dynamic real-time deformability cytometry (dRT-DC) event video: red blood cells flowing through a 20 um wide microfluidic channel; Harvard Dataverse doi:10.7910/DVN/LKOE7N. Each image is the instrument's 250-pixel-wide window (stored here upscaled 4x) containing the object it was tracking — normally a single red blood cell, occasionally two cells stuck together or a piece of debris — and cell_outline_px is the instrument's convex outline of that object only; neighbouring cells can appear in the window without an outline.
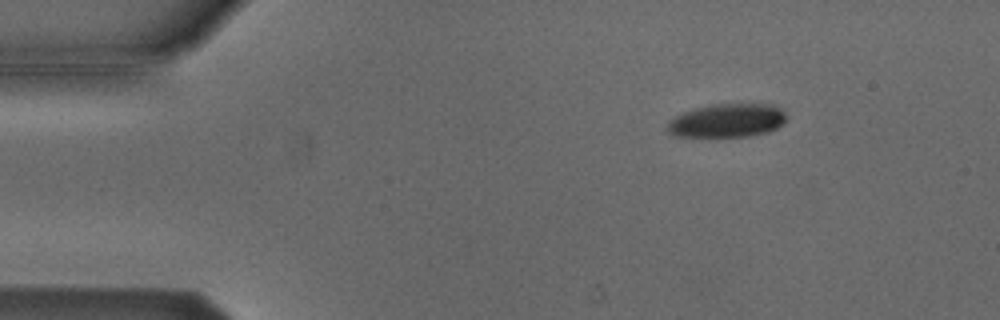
{"species": "Egyptian fruit bat (a non-hibernating species)", "species_latin": "Rousettus aegyptiacus", "temperature_condition": "cold", "stored_images_in_passage": 5, "camera_frame_rate_fps": 3000, "um_per_image_px": 0.085, "animal": {"sex": "male"}, "frame": {"image": 1, "passage_image": 3, "time_ms": 0.667, "image_size_px": [1000, 320], "cell_outline_px": [[788, 116], [784, 124], [768, 132], [748, 136], [672, 136], [664, 128], [676, 116], [684, 112], [696, 108], [712, 104], [772, 104], [780, 108]], "centroid_in_image_um": [61.84, 10.24], "position_along_channel_um": 23.2, "area_um2": 23.29}}